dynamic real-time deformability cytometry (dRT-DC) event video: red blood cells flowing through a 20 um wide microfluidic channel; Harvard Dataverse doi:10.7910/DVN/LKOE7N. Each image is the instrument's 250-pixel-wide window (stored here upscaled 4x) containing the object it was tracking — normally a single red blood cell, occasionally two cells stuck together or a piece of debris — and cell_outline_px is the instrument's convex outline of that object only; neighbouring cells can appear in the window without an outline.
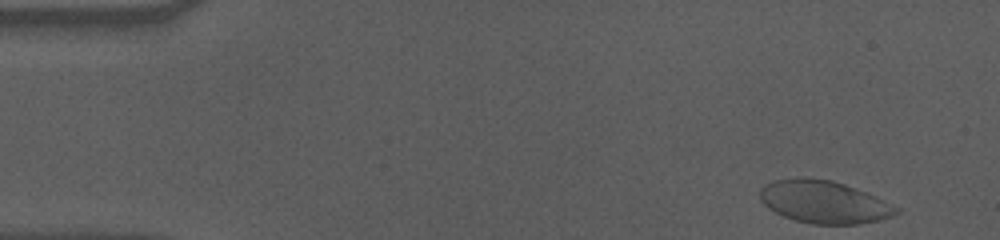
{"species": "human", "species_latin": "Homo sapiens", "temperature_condition": "cold", "stored_images_in_passage": 45, "camera_frame_rate_fps": 3000, "um_per_image_px": 0.085, "donor": {"sex": "male"}, "frame": {"image": 1, "passage_image": 1, "time_ms": 0.0, "image_size_px": [1000, 240], "cell_outline_px": [[900, 212], [892, 216], [880, 220], [856, 224], [812, 224], [796, 220], [784, 216], [768, 208], [760, 200], [760, 188], [764, 184], [772, 180], [832, 180], [868, 192], [900, 208]], "centroid_in_image_um": [70.08, 17.19], "position_along_channel_um": 14.9, "area_um2": 33.29}}
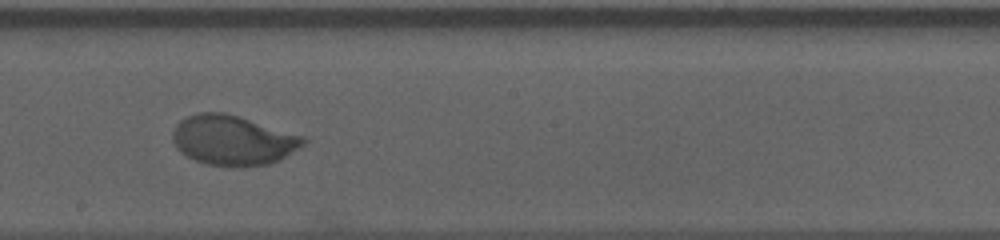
{"frame": {"image": 2, "passage_image": 29, "time_ms": 9.333, "image_size_px": [1000, 240], "cell_outline_px": [[308, 140], [304, 144], [280, 160], [268, 164], [208, 164], [196, 160], [180, 152], [176, 148], [172, 140], [172, 132], [176, 124], [180, 120], [196, 112], [224, 112], [304, 136]], "centroid_in_image_um": [19.77, 11.88], "position_along_channel_um": 228.4, "area_um2": 37.22}}
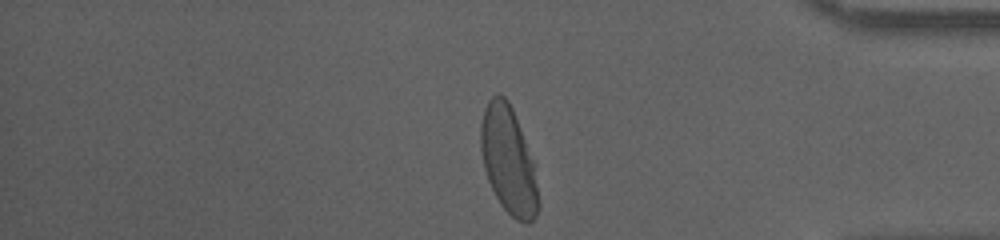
{"frame": {"image": 3, "passage_image": 45, "time_ms": 14.667, "image_size_px": [1000, 240], "cell_outline_px": [[540, 208], [536, 216], [528, 224], [524, 224], [516, 220], [500, 204], [488, 180], [484, 168], [480, 148], [480, 124], [484, 108], [488, 100], [496, 92], [500, 92], [508, 100], [512, 108], [536, 164], [540, 204]], "centroid_in_image_um": [43.25, 13.64], "position_along_channel_um": 392.0, "area_um2": 36.88}, "authors_computed_cell_mechanics": {"area_um2": 37.0498, "velocity_mm_per_s": 3.5185, "shape_relaxation_time_tau1_ms": 3.536, "shape_relaxation_time_tau2_ms": null, "deformation_change_tau1": 0.1663, "deformation_change_tau2": null}}